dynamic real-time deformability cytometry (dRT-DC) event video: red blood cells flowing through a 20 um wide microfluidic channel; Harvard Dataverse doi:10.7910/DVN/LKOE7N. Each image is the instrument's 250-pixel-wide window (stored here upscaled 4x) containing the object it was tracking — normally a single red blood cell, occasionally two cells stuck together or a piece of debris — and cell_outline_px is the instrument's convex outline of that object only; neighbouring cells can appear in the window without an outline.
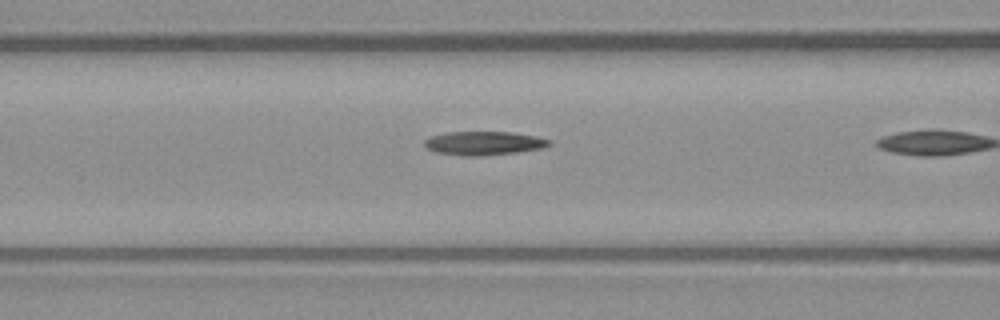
{"species": "common noctule bat (a hibernating species)", "species_latin": "Nyctalus noctula", "temperature_condition": "warm", "stored_images_in_passage": 9, "camera_frame_rate_fps": 3000, "um_per_image_px": 0.085, "animal": {"sex": "male", "body_mass_g": 23.1, "forearm_length_mm": 52.7}, "frame": {"image": 1, "passage_image": 8, "time_ms": 2.333, "image_size_px": [1000, 320], "cell_outline_px": [[552, 144], [544, 148], [516, 152], [484, 156], [464, 156], [436, 152], [424, 148], [424, 140], [428, 136], [448, 132], [512, 132], [536, 136], [552, 140]], "centroid_in_image_um": [41.12, 12.17], "position_along_channel_um": 125.5, "area_um2": 17.51}}